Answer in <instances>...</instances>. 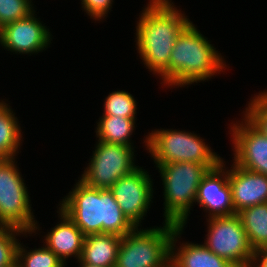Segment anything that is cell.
<instances>
[{"mask_svg":"<svg viewBox=\"0 0 267 267\" xmlns=\"http://www.w3.org/2000/svg\"><path fill=\"white\" fill-rule=\"evenodd\" d=\"M136 25L140 58L169 86L170 55L181 31L191 22L170 0H149Z\"/></svg>","mask_w":267,"mask_h":267,"instance_id":"6da1fadb","label":"cell"},{"mask_svg":"<svg viewBox=\"0 0 267 267\" xmlns=\"http://www.w3.org/2000/svg\"><path fill=\"white\" fill-rule=\"evenodd\" d=\"M59 205L85 236L113 234L122 237L135 228L109 189L90 187L80 179Z\"/></svg>","mask_w":267,"mask_h":267,"instance_id":"7a4b0ae2","label":"cell"},{"mask_svg":"<svg viewBox=\"0 0 267 267\" xmlns=\"http://www.w3.org/2000/svg\"><path fill=\"white\" fill-rule=\"evenodd\" d=\"M190 22L174 43L169 61V86L205 81L227 66L221 54ZM215 74V75H214Z\"/></svg>","mask_w":267,"mask_h":267,"instance_id":"3957f363","label":"cell"},{"mask_svg":"<svg viewBox=\"0 0 267 267\" xmlns=\"http://www.w3.org/2000/svg\"><path fill=\"white\" fill-rule=\"evenodd\" d=\"M156 165L164 185V222L185 227L198 186L210 168L196 162Z\"/></svg>","mask_w":267,"mask_h":267,"instance_id":"277c9868","label":"cell"},{"mask_svg":"<svg viewBox=\"0 0 267 267\" xmlns=\"http://www.w3.org/2000/svg\"><path fill=\"white\" fill-rule=\"evenodd\" d=\"M145 142L155 164L196 162L214 169L223 160L194 132L158 129L146 135Z\"/></svg>","mask_w":267,"mask_h":267,"instance_id":"5b68a950","label":"cell"},{"mask_svg":"<svg viewBox=\"0 0 267 267\" xmlns=\"http://www.w3.org/2000/svg\"><path fill=\"white\" fill-rule=\"evenodd\" d=\"M178 225L138 229L122 236L115 267H162L170 259L171 238Z\"/></svg>","mask_w":267,"mask_h":267,"instance_id":"8992f818","label":"cell"},{"mask_svg":"<svg viewBox=\"0 0 267 267\" xmlns=\"http://www.w3.org/2000/svg\"><path fill=\"white\" fill-rule=\"evenodd\" d=\"M15 161L13 158L0 163V227L17 228L30 235L39 226L34 220L29 192Z\"/></svg>","mask_w":267,"mask_h":267,"instance_id":"52a82bcc","label":"cell"},{"mask_svg":"<svg viewBox=\"0 0 267 267\" xmlns=\"http://www.w3.org/2000/svg\"><path fill=\"white\" fill-rule=\"evenodd\" d=\"M89 165L80 180L86 185L109 189L115 182L138 166L134 162L133 146L98 141Z\"/></svg>","mask_w":267,"mask_h":267,"instance_id":"ba28073f","label":"cell"},{"mask_svg":"<svg viewBox=\"0 0 267 267\" xmlns=\"http://www.w3.org/2000/svg\"><path fill=\"white\" fill-rule=\"evenodd\" d=\"M204 245L213 253L226 259L235 267L251 264L254 250L251 248L240 217H210Z\"/></svg>","mask_w":267,"mask_h":267,"instance_id":"9c48e42d","label":"cell"},{"mask_svg":"<svg viewBox=\"0 0 267 267\" xmlns=\"http://www.w3.org/2000/svg\"><path fill=\"white\" fill-rule=\"evenodd\" d=\"M151 175L142 167L118 179L109 188L124 215L135 226L141 225L153 199Z\"/></svg>","mask_w":267,"mask_h":267,"instance_id":"30bf717a","label":"cell"},{"mask_svg":"<svg viewBox=\"0 0 267 267\" xmlns=\"http://www.w3.org/2000/svg\"><path fill=\"white\" fill-rule=\"evenodd\" d=\"M230 127L234 163L246 170L267 175V137L246 116Z\"/></svg>","mask_w":267,"mask_h":267,"instance_id":"8fae6325","label":"cell"},{"mask_svg":"<svg viewBox=\"0 0 267 267\" xmlns=\"http://www.w3.org/2000/svg\"><path fill=\"white\" fill-rule=\"evenodd\" d=\"M49 29L35 17V10L28 16L2 27L0 45L16 54L43 52L52 41Z\"/></svg>","mask_w":267,"mask_h":267,"instance_id":"7c38bea8","label":"cell"},{"mask_svg":"<svg viewBox=\"0 0 267 267\" xmlns=\"http://www.w3.org/2000/svg\"><path fill=\"white\" fill-rule=\"evenodd\" d=\"M223 161L210 169L198 186L195 203L209 213V218L235 215L228 170Z\"/></svg>","mask_w":267,"mask_h":267,"instance_id":"4fadbf2b","label":"cell"},{"mask_svg":"<svg viewBox=\"0 0 267 267\" xmlns=\"http://www.w3.org/2000/svg\"><path fill=\"white\" fill-rule=\"evenodd\" d=\"M228 169L235 214L258 204L267 203V175L246 170L235 163Z\"/></svg>","mask_w":267,"mask_h":267,"instance_id":"5bb4252c","label":"cell"},{"mask_svg":"<svg viewBox=\"0 0 267 267\" xmlns=\"http://www.w3.org/2000/svg\"><path fill=\"white\" fill-rule=\"evenodd\" d=\"M58 211L60 223L44 236L45 246L64 263L72 255L79 260L85 235L62 210L58 209Z\"/></svg>","mask_w":267,"mask_h":267,"instance_id":"9a60e30c","label":"cell"},{"mask_svg":"<svg viewBox=\"0 0 267 267\" xmlns=\"http://www.w3.org/2000/svg\"><path fill=\"white\" fill-rule=\"evenodd\" d=\"M183 229L182 226L175 229L170 245V258L178 267H235L226 259L210 251L204 244L185 242L178 248L176 242L181 237Z\"/></svg>","mask_w":267,"mask_h":267,"instance_id":"2e32d148","label":"cell"},{"mask_svg":"<svg viewBox=\"0 0 267 267\" xmlns=\"http://www.w3.org/2000/svg\"><path fill=\"white\" fill-rule=\"evenodd\" d=\"M121 240V236L113 234L86 235L78 262L99 267H115Z\"/></svg>","mask_w":267,"mask_h":267,"instance_id":"e0dca14e","label":"cell"},{"mask_svg":"<svg viewBox=\"0 0 267 267\" xmlns=\"http://www.w3.org/2000/svg\"><path fill=\"white\" fill-rule=\"evenodd\" d=\"M9 104L0 102V156L6 159L16 158L22 138L21 127Z\"/></svg>","mask_w":267,"mask_h":267,"instance_id":"ac0fdd59","label":"cell"},{"mask_svg":"<svg viewBox=\"0 0 267 267\" xmlns=\"http://www.w3.org/2000/svg\"><path fill=\"white\" fill-rule=\"evenodd\" d=\"M253 250L267 248V203L245 208L237 213Z\"/></svg>","mask_w":267,"mask_h":267,"instance_id":"d6986e66","label":"cell"},{"mask_svg":"<svg viewBox=\"0 0 267 267\" xmlns=\"http://www.w3.org/2000/svg\"><path fill=\"white\" fill-rule=\"evenodd\" d=\"M135 119L102 115L95 131L98 141L133 146L130 138L135 128Z\"/></svg>","mask_w":267,"mask_h":267,"instance_id":"ffe728a7","label":"cell"},{"mask_svg":"<svg viewBox=\"0 0 267 267\" xmlns=\"http://www.w3.org/2000/svg\"><path fill=\"white\" fill-rule=\"evenodd\" d=\"M44 247L26 250L18 244L17 263L19 267H65L66 264L49 248Z\"/></svg>","mask_w":267,"mask_h":267,"instance_id":"44dd1931","label":"cell"},{"mask_svg":"<svg viewBox=\"0 0 267 267\" xmlns=\"http://www.w3.org/2000/svg\"><path fill=\"white\" fill-rule=\"evenodd\" d=\"M104 102L103 115H111L124 118H136L135 114L137 102L130 93L123 91H114L110 93Z\"/></svg>","mask_w":267,"mask_h":267,"instance_id":"7402d4cb","label":"cell"},{"mask_svg":"<svg viewBox=\"0 0 267 267\" xmlns=\"http://www.w3.org/2000/svg\"><path fill=\"white\" fill-rule=\"evenodd\" d=\"M26 232L13 227H0V267L10 266L17 260V235Z\"/></svg>","mask_w":267,"mask_h":267,"instance_id":"603a6c76","label":"cell"},{"mask_svg":"<svg viewBox=\"0 0 267 267\" xmlns=\"http://www.w3.org/2000/svg\"><path fill=\"white\" fill-rule=\"evenodd\" d=\"M33 11L32 0H0V25L15 22Z\"/></svg>","mask_w":267,"mask_h":267,"instance_id":"cb8c5ba5","label":"cell"},{"mask_svg":"<svg viewBox=\"0 0 267 267\" xmlns=\"http://www.w3.org/2000/svg\"><path fill=\"white\" fill-rule=\"evenodd\" d=\"M244 115L267 137V90L250 99Z\"/></svg>","mask_w":267,"mask_h":267,"instance_id":"d4e9b609","label":"cell"},{"mask_svg":"<svg viewBox=\"0 0 267 267\" xmlns=\"http://www.w3.org/2000/svg\"><path fill=\"white\" fill-rule=\"evenodd\" d=\"M86 14L96 21L104 19L111 10L113 0H81Z\"/></svg>","mask_w":267,"mask_h":267,"instance_id":"484cf974","label":"cell"},{"mask_svg":"<svg viewBox=\"0 0 267 267\" xmlns=\"http://www.w3.org/2000/svg\"><path fill=\"white\" fill-rule=\"evenodd\" d=\"M251 267H267V248L254 250Z\"/></svg>","mask_w":267,"mask_h":267,"instance_id":"4316f807","label":"cell"},{"mask_svg":"<svg viewBox=\"0 0 267 267\" xmlns=\"http://www.w3.org/2000/svg\"><path fill=\"white\" fill-rule=\"evenodd\" d=\"M162 267H178L175 262L170 258Z\"/></svg>","mask_w":267,"mask_h":267,"instance_id":"83f0119b","label":"cell"},{"mask_svg":"<svg viewBox=\"0 0 267 267\" xmlns=\"http://www.w3.org/2000/svg\"><path fill=\"white\" fill-rule=\"evenodd\" d=\"M79 263H80L79 267H99V266H94V265H90V264H86L82 262H79Z\"/></svg>","mask_w":267,"mask_h":267,"instance_id":"f1b7e54d","label":"cell"},{"mask_svg":"<svg viewBox=\"0 0 267 267\" xmlns=\"http://www.w3.org/2000/svg\"><path fill=\"white\" fill-rule=\"evenodd\" d=\"M5 267H19V266H18V263H17V261H16L14 264H12V265H10V266H5Z\"/></svg>","mask_w":267,"mask_h":267,"instance_id":"f546056e","label":"cell"},{"mask_svg":"<svg viewBox=\"0 0 267 267\" xmlns=\"http://www.w3.org/2000/svg\"><path fill=\"white\" fill-rule=\"evenodd\" d=\"M1 32H2V27H1V25H0V37H1Z\"/></svg>","mask_w":267,"mask_h":267,"instance_id":"4dcf8cb0","label":"cell"},{"mask_svg":"<svg viewBox=\"0 0 267 267\" xmlns=\"http://www.w3.org/2000/svg\"><path fill=\"white\" fill-rule=\"evenodd\" d=\"M4 159L0 156V163L3 161Z\"/></svg>","mask_w":267,"mask_h":267,"instance_id":"1f68e13d","label":"cell"}]
</instances>
